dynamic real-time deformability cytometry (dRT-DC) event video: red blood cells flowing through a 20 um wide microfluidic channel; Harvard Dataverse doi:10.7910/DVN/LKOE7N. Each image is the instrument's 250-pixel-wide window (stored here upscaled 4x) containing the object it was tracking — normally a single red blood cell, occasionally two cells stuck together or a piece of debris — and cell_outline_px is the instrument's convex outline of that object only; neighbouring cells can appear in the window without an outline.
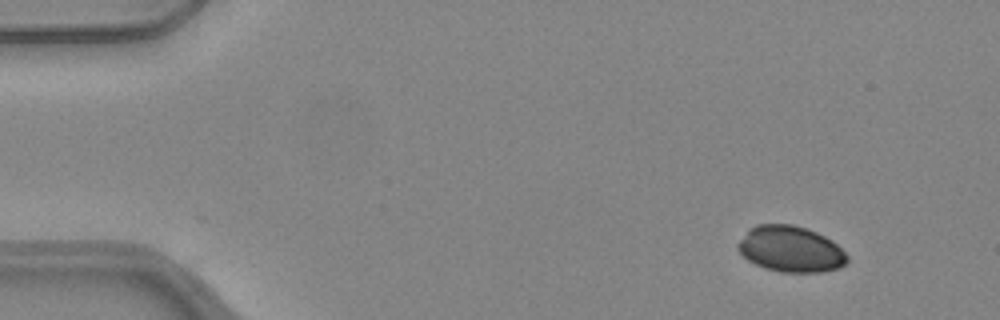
{"species": "common noctule bat (a hibernating species)", "species_latin": "Nyctalus noctula", "temperature_condition": "warm", "stored_images_in_passage": 48, "camera_frame_rate_fps": 3000, "um_per_image_px": 0.085, "animal": {"sex": "female", "body_mass_g": 24.6, "forearm_length_mm": 56.2}, "frame": {"image": 1, "passage_image": 1, "time_ms": 0.0, "image_size_px": [1000, 320], "cell_outline_px": [[848, 260], [840, 268], [820, 272], [780, 272], [764, 268], [748, 260], [736, 248], [736, 244], [748, 228], [756, 224], [792, 224], [816, 232], [832, 240], [848, 256]], "centroid_in_image_um": [67.17, 21.17], "position_along_channel_um": 17.8, "area_um2": 29.36}}
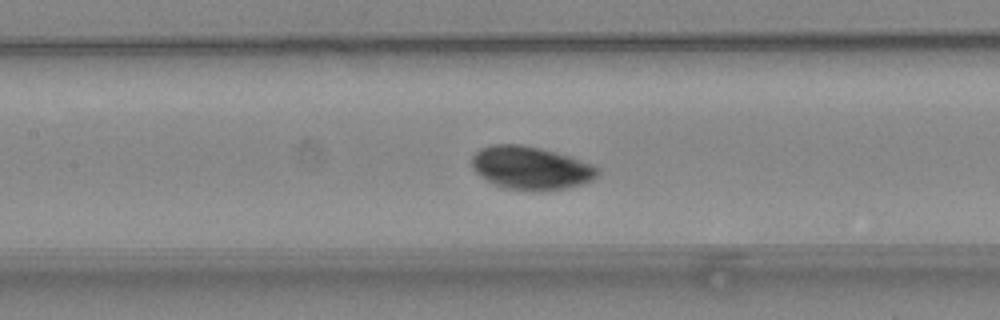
{"frame": {"image": 2, "passage_image": 20, "time_ms": 6.333, "image_size_px": [1000, 320], "cell_outline_px": [[600, 172], [592, 180], [584, 184], [568, 188], [544, 192], [520, 192], [504, 188], [492, 184], [480, 176], [472, 168], [472, 156], [480, 148], [492, 144], [520, 144], [540, 148], [568, 156], [592, 164], [600, 168]], "centroid_in_image_um": [45.11, 14.31], "position_along_channel_um": 162.3, "area_um2": 32.31}}
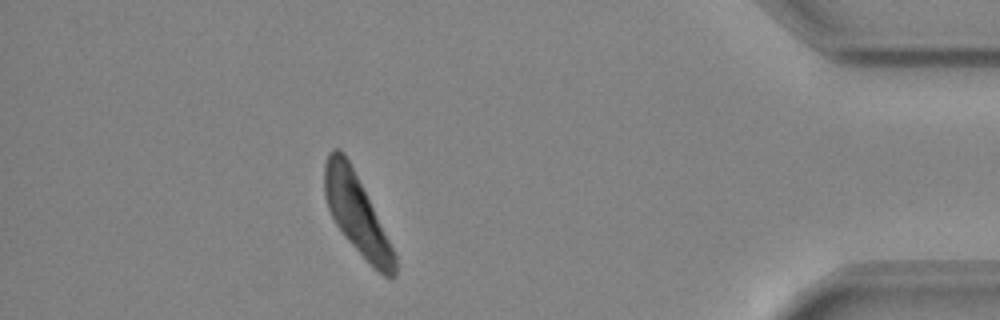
{"frame": {"image": 3, "passage_image": 42, "time_ms": 13.667, "image_size_px": [1000, 320], "cell_outline_px": [[396, 276], [384, 276], [372, 268], [344, 236], [336, 224], [328, 208], [324, 196], [324, 164], [328, 152], [332, 148], [336, 148], [344, 152], [396, 256]], "centroid_in_image_um": [30.27, 18.2], "position_along_channel_um": 404.9, "area_um2": 31.62}}